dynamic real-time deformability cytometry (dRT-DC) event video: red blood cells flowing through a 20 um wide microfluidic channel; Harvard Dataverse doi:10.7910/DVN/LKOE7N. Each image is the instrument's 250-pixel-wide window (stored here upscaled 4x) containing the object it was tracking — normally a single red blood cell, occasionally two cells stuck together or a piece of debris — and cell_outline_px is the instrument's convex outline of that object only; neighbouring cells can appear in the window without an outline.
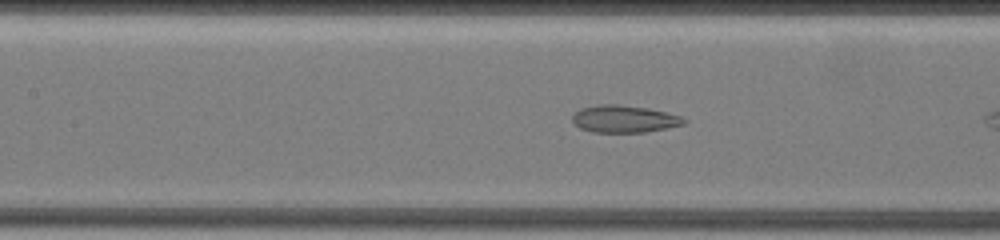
{"species": "common noctule bat (a hibernating species)", "species_latin": "Nyctalus noctula", "temperature_condition": "warm", "stored_images_in_passage": 27, "camera_frame_rate_fps": 3000, "um_per_image_px": 0.085, "animal": {"sex": "female", "body_mass_g": 19.5, "forearm_length_mm": 54.1}, "frame": {"image": 1, "passage_image": 8, "time_ms": 2.333, "image_size_px": [1000, 240], "cell_outline_px": [[688, 120], [684, 124], [668, 128], [644, 132], [592, 132], [580, 128], [572, 120], [572, 116], [580, 108], [600, 104], [616, 104], [648, 108], [680, 116]], "centroid_in_image_um": [53.05, 10.11], "position_along_channel_um": 154.3, "area_um2": 17.63}}
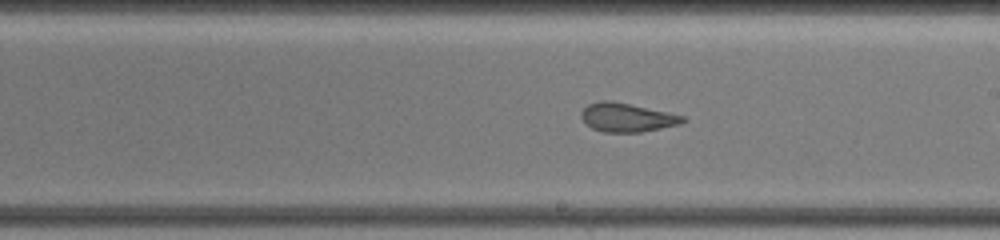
{"frame": {"image": 2, "passage_image": 16, "time_ms": 4.667, "image_size_px": [1000, 240], "cell_outline_px": [[688, 120], [680, 124], [640, 132], [604, 132], [592, 128], [580, 116], [580, 112], [588, 104], [604, 100], [612, 100], [668, 112], [684, 116]], "centroid_in_image_um": [53.3, 9.97], "position_along_channel_um": 235.7, "area_um2": 16.94}}
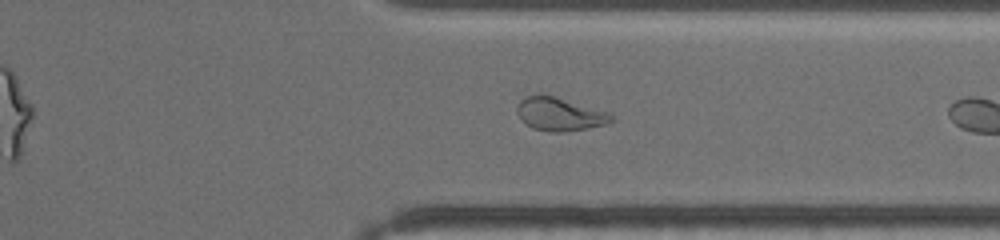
{"frame": {"image": 3, "passage_image": 25, "time_ms": 8.333, "image_size_px": [1000, 240], "cell_outline_px": [[612, 120], [604, 124], [588, 128], [564, 132], [548, 132], [532, 128], [520, 120], [516, 112], [516, 104], [524, 96], [552, 96], [608, 112], [612, 116]], "centroid_in_image_um": [47.49, 9.73], "position_along_channel_um": 363.9, "area_um2": 17.98}}